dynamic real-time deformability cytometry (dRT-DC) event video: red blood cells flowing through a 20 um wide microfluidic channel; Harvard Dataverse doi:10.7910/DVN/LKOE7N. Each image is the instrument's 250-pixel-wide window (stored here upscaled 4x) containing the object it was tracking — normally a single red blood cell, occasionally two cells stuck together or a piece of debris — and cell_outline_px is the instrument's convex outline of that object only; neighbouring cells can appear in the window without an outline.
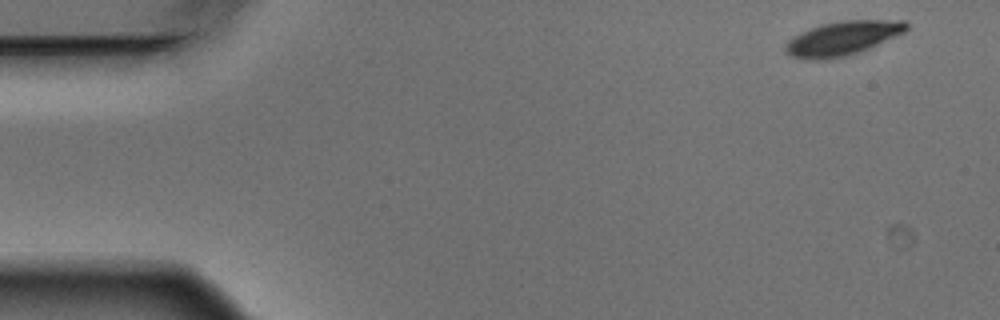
{"species": "Egyptian fruit bat (a non-hibernating species)", "species_latin": "Rousettus aegyptiacus", "temperature_condition": "warm", "stored_images_in_passage": 5, "camera_frame_rate_fps": 3000, "um_per_image_px": 0.085, "animal": {"sex": "male"}, "frame": {"image": 1, "passage_image": 1, "time_ms": 0.0, "image_size_px": [1000, 320], "cell_outline_px": [[908, 28], [904, 32], [860, 52], [828, 60], [808, 60], [792, 56], [784, 52], [784, 44], [792, 36], [820, 24], [844, 20], [904, 20], [908, 24]], "centroid_in_image_um": [71.57, 3.26], "position_along_channel_um": 13.4, "area_um2": 24.16}}
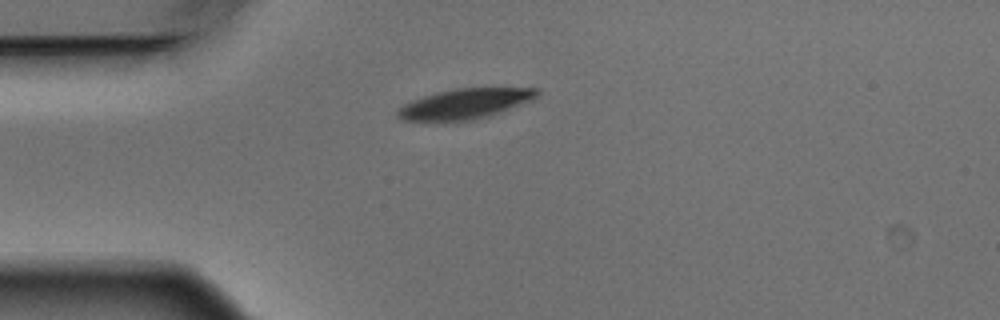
{"frame": {"image": 2, "passage_image": 4, "time_ms": 1.0, "image_size_px": [1000, 320], "cell_outline_px": [[540, 92], [532, 100], [488, 116], [472, 120], [404, 120], [396, 116], [396, 108], [412, 100], [436, 92], [456, 88], [540, 88]], "centroid_in_image_um": [39.51, 8.8], "position_along_channel_um": 45.5, "area_um2": 24.22}}
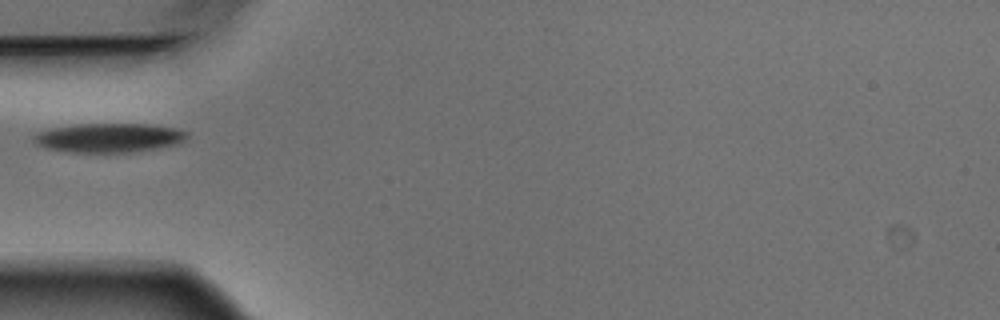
{"frame": {"image": 3, "passage_image": 5, "time_ms": 1.333, "image_size_px": [1000, 320], "cell_outline_px": [[188, 136], [180, 144], [132, 152], [72, 152], [48, 148], [36, 144], [32, 140], [32, 136], [40, 132], [52, 128], [76, 124], [148, 124], [176, 128], [188, 132]], "centroid_in_image_um": [9.29, 11.7], "position_along_channel_um": 75.7, "area_um2": 25.95}}